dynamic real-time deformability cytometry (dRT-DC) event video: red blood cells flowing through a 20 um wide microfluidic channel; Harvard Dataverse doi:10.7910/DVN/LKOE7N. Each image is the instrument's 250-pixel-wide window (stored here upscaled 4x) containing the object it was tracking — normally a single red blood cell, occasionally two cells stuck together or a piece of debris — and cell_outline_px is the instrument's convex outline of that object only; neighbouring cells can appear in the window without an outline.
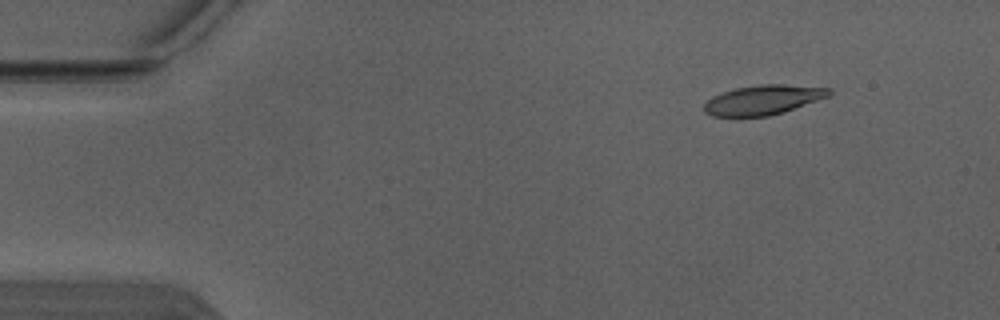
{"species": "Egyptian fruit bat (a non-hibernating species)", "species_latin": "Rousettus aegyptiacus", "temperature_condition": "warm", "stored_images_in_passage": 3, "camera_frame_rate_fps": 3000, "um_per_image_px": 0.085, "animal": {"sex": "male"}, "frame": {"image": 1, "passage_image": 1, "time_ms": 0.0, "image_size_px": [1000, 320], "cell_outline_px": [[832, 92], [828, 96], [784, 112], [768, 116], [712, 116], [704, 112], [704, 104], [712, 96], [736, 88], [764, 84], [784, 84], [832, 88]], "centroid_in_image_um": [64.87, 8.49], "position_along_channel_um": 20.1, "area_um2": 21.39}}